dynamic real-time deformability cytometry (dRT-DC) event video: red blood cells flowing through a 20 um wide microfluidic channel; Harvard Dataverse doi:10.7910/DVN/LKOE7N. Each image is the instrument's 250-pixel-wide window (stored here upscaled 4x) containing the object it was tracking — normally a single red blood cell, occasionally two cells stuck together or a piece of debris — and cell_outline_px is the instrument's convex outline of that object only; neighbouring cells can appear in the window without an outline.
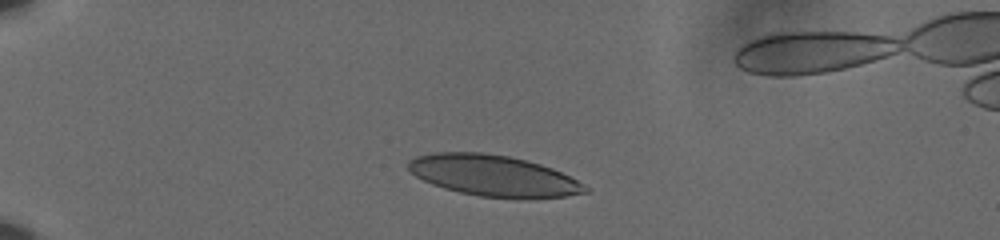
{"species": "human", "species_latin": "Homo sapiens", "temperature_condition": "cold", "stored_images_in_passage": 50, "camera_frame_rate_fps": 3000, "um_per_image_px": 0.085, "donor": {"sex": "male"}, "frame": {"image": 1, "passage_image": 7, "time_ms": 2.0, "image_size_px": [1000, 240], "cell_outline_px": [[588, 192], [564, 196], [520, 200], [516, 200], [480, 196], [460, 192], [444, 188], [432, 184], [416, 176], [408, 168], [408, 160], [416, 156], [436, 152], [480, 152], [508, 156], [540, 164], [552, 168], [576, 180], [588, 188]], "centroid_in_image_um": [41.93, 14.95], "position_along_channel_um": 43.1, "area_um2": 42.37}}
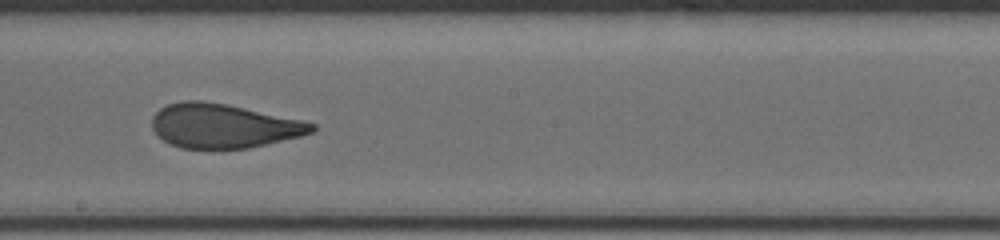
{"frame": {"image": 2, "passage_image": 27, "time_ms": 8.667, "image_size_px": [1000, 240], "cell_outline_px": [[316, 128], [312, 132], [300, 136], [248, 148], [180, 148], [156, 136], [152, 128], [152, 116], [160, 108], [168, 104], [184, 100], [200, 100], [228, 104], [304, 120], [316, 124]], "centroid_in_image_um": [18.98, 10.68], "position_along_channel_um": 229.2, "area_um2": 41.21}}
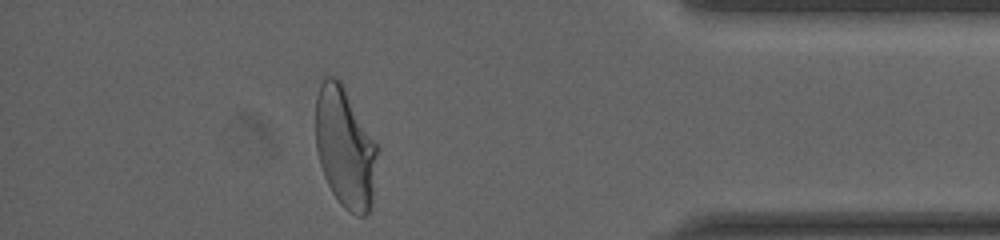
{"frame": {"image": 3, "passage_image": 44, "time_ms": 14.333, "image_size_px": [1000, 240], "cell_outline_px": [[380, 148], [372, 204], [368, 212], [364, 216], [356, 216], [344, 208], [340, 204], [332, 192], [324, 176], [320, 164], [316, 148], [316, 96], [320, 84], [324, 76], [332, 76], [340, 80]], "centroid_in_image_um": [29.36, 12.57], "position_along_channel_um": 405.8, "area_um2": 43.93}}